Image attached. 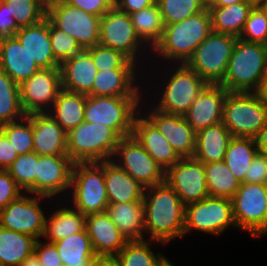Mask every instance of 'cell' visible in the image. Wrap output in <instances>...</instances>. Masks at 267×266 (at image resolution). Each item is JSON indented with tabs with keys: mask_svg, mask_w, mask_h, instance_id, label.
<instances>
[{
	"mask_svg": "<svg viewBox=\"0 0 267 266\" xmlns=\"http://www.w3.org/2000/svg\"><path fill=\"white\" fill-rule=\"evenodd\" d=\"M142 201L146 240L166 245L184 237L186 206L172 187L166 182L146 187Z\"/></svg>",
	"mask_w": 267,
	"mask_h": 266,
	"instance_id": "obj_1",
	"label": "cell"
},
{
	"mask_svg": "<svg viewBox=\"0 0 267 266\" xmlns=\"http://www.w3.org/2000/svg\"><path fill=\"white\" fill-rule=\"evenodd\" d=\"M211 32L212 23L208 8L181 22L165 25L161 40L151 50V56L156 59L151 57L150 62L156 60L162 64L165 61L161 66L162 69L158 68L157 74L160 73L159 70H165L166 64H186L195 49Z\"/></svg>",
	"mask_w": 267,
	"mask_h": 266,
	"instance_id": "obj_2",
	"label": "cell"
},
{
	"mask_svg": "<svg viewBox=\"0 0 267 266\" xmlns=\"http://www.w3.org/2000/svg\"><path fill=\"white\" fill-rule=\"evenodd\" d=\"M166 66L168 69L165 70V73L167 74L161 72L158 75L160 77L162 74L160 79L163 84L157 82L160 85L159 88H162L161 91L160 89L156 90V93L154 88L158 89V86L156 87L154 84V87H151L154 94L150 93V95L155 97L157 103L154 102V97L153 104L149 97L147 99L155 109L161 112L184 116L208 83L186 64H170V66L167 64Z\"/></svg>",
	"mask_w": 267,
	"mask_h": 266,
	"instance_id": "obj_3",
	"label": "cell"
},
{
	"mask_svg": "<svg viewBox=\"0 0 267 266\" xmlns=\"http://www.w3.org/2000/svg\"><path fill=\"white\" fill-rule=\"evenodd\" d=\"M267 72V45L237 38L219 83L228 92H258Z\"/></svg>",
	"mask_w": 267,
	"mask_h": 266,
	"instance_id": "obj_4",
	"label": "cell"
},
{
	"mask_svg": "<svg viewBox=\"0 0 267 266\" xmlns=\"http://www.w3.org/2000/svg\"><path fill=\"white\" fill-rule=\"evenodd\" d=\"M66 203L83 215L106 211L109 203L104 179V161L74 163Z\"/></svg>",
	"mask_w": 267,
	"mask_h": 266,
	"instance_id": "obj_5",
	"label": "cell"
},
{
	"mask_svg": "<svg viewBox=\"0 0 267 266\" xmlns=\"http://www.w3.org/2000/svg\"><path fill=\"white\" fill-rule=\"evenodd\" d=\"M120 139L113 129L84 121L67 133V155L73 163L111 160Z\"/></svg>",
	"mask_w": 267,
	"mask_h": 266,
	"instance_id": "obj_6",
	"label": "cell"
},
{
	"mask_svg": "<svg viewBox=\"0 0 267 266\" xmlns=\"http://www.w3.org/2000/svg\"><path fill=\"white\" fill-rule=\"evenodd\" d=\"M98 44L122 52L139 67H143V71H151L145 68V64L150 62L151 49L138 36L130 15L115 5L100 17ZM143 55L149 57L148 62L144 63Z\"/></svg>",
	"mask_w": 267,
	"mask_h": 266,
	"instance_id": "obj_7",
	"label": "cell"
},
{
	"mask_svg": "<svg viewBox=\"0 0 267 266\" xmlns=\"http://www.w3.org/2000/svg\"><path fill=\"white\" fill-rule=\"evenodd\" d=\"M222 123L232 137L255 138L267 123V104L257 92H228Z\"/></svg>",
	"mask_w": 267,
	"mask_h": 266,
	"instance_id": "obj_8",
	"label": "cell"
},
{
	"mask_svg": "<svg viewBox=\"0 0 267 266\" xmlns=\"http://www.w3.org/2000/svg\"><path fill=\"white\" fill-rule=\"evenodd\" d=\"M142 99L143 97L86 95L84 121L103 124L121 138L130 136Z\"/></svg>",
	"mask_w": 267,
	"mask_h": 266,
	"instance_id": "obj_9",
	"label": "cell"
},
{
	"mask_svg": "<svg viewBox=\"0 0 267 266\" xmlns=\"http://www.w3.org/2000/svg\"><path fill=\"white\" fill-rule=\"evenodd\" d=\"M232 205L237 229L253 238L267 236V184L241 183Z\"/></svg>",
	"mask_w": 267,
	"mask_h": 266,
	"instance_id": "obj_10",
	"label": "cell"
},
{
	"mask_svg": "<svg viewBox=\"0 0 267 266\" xmlns=\"http://www.w3.org/2000/svg\"><path fill=\"white\" fill-rule=\"evenodd\" d=\"M236 40L232 35L211 32L195 49L186 65L208 84H219L226 74Z\"/></svg>",
	"mask_w": 267,
	"mask_h": 266,
	"instance_id": "obj_11",
	"label": "cell"
},
{
	"mask_svg": "<svg viewBox=\"0 0 267 266\" xmlns=\"http://www.w3.org/2000/svg\"><path fill=\"white\" fill-rule=\"evenodd\" d=\"M231 227L237 229L232 199L208 196L186 205L184 236L198 231L217 237Z\"/></svg>",
	"mask_w": 267,
	"mask_h": 266,
	"instance_id": "obj_12",
	"label": "cell"
},
{
	"mask_svg": "<svg viewBox=\"0 0 267 266\" xmlns=\"http://www.w3.org/2000/svg\"><path fill=\"white\" fill-rule=\"evenodd\" d=\"M30 195V196H29ZM53 200L24 192L0 210V227L42 239L48 212L41 208V201Z\"/></svg>",
	"mask_w": 267,
	"mask_h": 266,
	"instance_id": "obj_13",
	"label": "cell"
},
{
	"mask_svg": "<svg viewBox=\"0 0 267 266\" xmlns=\"http://www.w3.org/2000/svg\"><path fill=\"white\" fill-rule=\"evenodd\" d=\"M111 161L145 188L165 182V171L133 135L120 139Z\"/></svg>",
	"mask_w": 267,
	"mask_h": 266,
	"instance_id": "obj_14",
	"label": "cell"
},
{
	"mask_svg": "<svg viewBox=\"0 0 267 266\" xmlns=\"http://www.w3.org/2000/svg\"><path fill=\"white\" fill-rule=\"evenodd\" d=\"M46 17L59 30L76 39L83 49L98 45L100 17L57 0L47 8Z\"/></svg>",
	"mask_w": 267,
	"mask_h": 266,
	"instance_id": "obj_15",
	"label": "cell"
},
{
	"mask_svg": "<svg viewBox=\"0 0 267 266\" xmlns=\"http://www.w3.org/2000/svg\"><path fill=\"white\" fill-rule=\"evenodd\" d=\"M62 89L59 67L40 68L19 85L20 102L24 113H49Z\"/></svg>",
	"mask_w": 267,
	"mask_h": 266,
	"instance_id": "obj_16",
	"label": "cell"
},
{
	"mask_svg": "<svg viewBox=\"0 0 267 266\" xmlns=\"http://www.w3.org/2000/svg\"><path fill=\"white\" fill-rule=\"evenodd\" d=\"M146 102V98L142 99L140 112L156 127L180 158L193 157L196 132L189 125L185 117L161 112L149 103H147V106Z\"/></svg>",
	"mask_w": 267,
	"mask_h": 266,
	"instance_id": "obj_17",
	"label": "cell"
},
{
	"mask_svg": "<svg viewBox=\"0 0 267 266\" xmlns=\"http://www.w3.org/2000/svg\"><path fill=\"white\" fill-rule=\"evenodd\" d=\"M165 182L186 206L207 198L204 164L194 157L181 158L165 171Z\"/></svg>",
	"mask_w": 267,
	"mask_h": 266,
	"instance_id": "obj_18",
	"label": "cell"
},
{
	"mask_svg": "<svg viewBox=\"0 0 267 266\" xmlns=\"http://www.w3.org/2000/svg\"><path fill=\"white\" fill-rule=\"evenodd\" d=\"M73 164L69 156H39L36 195L51 199H56L58 195L59 199L65 200L70 191Z\"/></svg>",
	"mask_w": 267,
	"mask_h": 266,
	"instance_id": "obj_19",
	"label": "cell"
},
{
	"mask_svg": "<svg viewBox=\"0 0 267 266\" xmlns=\"http://www.w3.org/2000/svg\"><path fill=\"white\" fill-rule=\"evenodd\" d=\"M140 69V70H139ZM142 68H112L97 71L89 96L112 97H145L149 95L141 90L143 85L138 83L139 75H144ZM140 72V73H139ZM143 72V73H142ZM137 73V74H136ZM144 93L141 94V93Z\"/></svg>",
	"mask_w": 267,
	"mask_h": 266,
	"instance_id": "obj_20",
	"label": "cell"
},
{
	"mask_svg": "<svg viewBox=\"0 0 267 266\" xmlns=\"http://www.w3.org/2000/svg\"><path fill=\"white\" fill-rule=\"evenodd\" d=\"M228 91L219 84H208L184 115L195 132L222 122Z\"/></svg>",
	"mask_w": 267,
	"mask_h": 266,
	"instance_id": "obj_21",
	"label": "cell"
},
{
	"mask_svg": "<svg viewBox=\"0 0 267 266\" xmlns=\"http://www.w3.org/2000/svg\"><path fill=\"white\" fill-rule=\"evenodd\" d=\"M85 229L97 257H115L128 242L106 211L87 215Z\"/></svg>",
	"mask_w": 267,
	"mask_h": 266,
	"instance_id": "obj_22",
	"label": "cell"
},
{
	"mask_svg": "<svg viewBox=\"0 0 267 266\" xmlns=\"http://www.w3.org/2000/svg\"><path fill=\"white\" fill-rule=\"evenodd\" d=\"M26 117L32 123L33 152L39 156H68L67 133L49 113H35Z\"/></svg>",
	"mask_w": 267,
	"mask_h": 266,
	"instance_id": "obj_23",
	"label": "cell"
},
{
	"mask_svg": "<svg viewBox=\"0 0 267 266\" xmlns=\"http://www.w3.org/2000/svg\"><path fill=\"white\" fill-rule=\"evenodd\" d=\"M132 135L164 171L181 159L168 141L141 112L135 116Z\"/></svg>",
	"mask_w": 267,
	"mask_h": 266,
	"instance_id": "obj_24",
	"label": "cell"
},
{
	"mask_svg": "<svg viewBox=\"0 0 267 266\" xmlns=\"http://www.w3.org/2000/svg\"><path fill=\"white\" fill-rule=\"evenodd\" d=\"M14 36L39 68L60 67L52 52L47 17L37 24L21 27Z\"/></svg>",
	"mask_w": 267,
	"mask_h": 266,
	"instance_id": "obj_25",
	"label": "cell"
},
{
	"mask_svg": "<svg viewBox=\"0 0 267 266\" xmlns=\"http://www.w3.org/2000/svg\"><path fill=\"white\" fill-rule=\"evenodd\" d=\"M62 89L88 95L97 74L91 54L83 49L60 64Z\"/></svg>",
	"mask_w": 267,
	"mask_h": 266,
	"instance_id": "obj_26",
	"label": "cell"
},
{
	"mask_svg": "<svg viewBox=\"0 0 267 266\" xmlns=\"http://www.w3.org/2000/svg\"><path fill=\"white\" fill-rule=\"evenodd\" d=\"M39 69L15 36L0 38V70L15 83L20 85Z\"/></svg>",
	"mask_w": 267,
	"mask_h": 266,
	"instance_id": "obj_27",
	"label": "cell"
},
{
	"mask_svg": "<svg viewBox=\"0 0 267 266\" xmlns=\"http://www.w3.org/2000/svg\"><path fill=\"white\" fill-rule=\"evenodd\" d=\"M104 179L109 204L143 200L145 187L111 160L104 161Z\"/></svg>",
	"mask_w": 267,
	"mask_h": 266,
	"instance_id": "obj_28",
	"label": "cell"
},
{
	"mask_svg": "<svg viewBox=\"0 0 267 266\" xmlns=\"http://www.w3.org/2000/svg\"><path fill=\"white\" fill-rule=\"evenodd\" d=\"M106 212L127 241L145 239L143 201L109 204Z\"/></svg>",
	"mask_w": 267,
	"mask_h": 266,
	"instance_id": "obj_29",
	"label": "cell"
},
{
	"mask_svg": "<svg viewBox=\"0 0 267 266\" xmlns=\"http://www.w3.org/2000/svg\"><path fill=\"white\" fill-rule=\"evenodd\" d=\"M63 201V204L56 202L55 205L58 209L52 210L46 216L45 229L42 236L43 239L47 240L45 242L52 243L58 241L71 234L78 233L85 228L86 216L70 206V204L66 205L65 200Z\"/></svg>",
	"mask_w": 267,
	"mask_h": 266,
	"instance_id": "obj_30",
	"label": "cell"
},
{
	"mask_svg": "<svg viewBox=\"0 0 267 266\" xmlns=\"http://www.w3.org/2000/svg\"><path fill=\"white\" fill-rule=\"evenodd\" d=\"M256 3L245 0L227 6H207L211 15L212 32L239 38Z\"/></svg>",
	"mask_w": 267,
	"mask_h": 266,
	"instance_id": "obj_31",
	"label": "cell"
},
{
	"mask_svg": "<svg viewBox=\"0 0 267 266\" xmlns=\"http://www.w3.org/2000/svg\"><path fill=\"white\" fill-rule=\"evenodd\" d=\"M232 138L231 133L221 122L196 132L193 157L203 164L222 161Z\"/></svg>",
	"mask_w": 267,
	"mask_h": 266,
	"instance_id": "obj_32",
	"label": "cell"
},
{
	"mask_svg": "<svg viewBox=\"0 0 267 266\" xmlns=\"http://www.w3.org/2000/svg\"><path fill=\"white\" fill-rule=\"evenodd\" d=\"M86 95L61 89L49 114L68 133L84 122Z\"/></svg>",
	"mask_w": 267,
	"mask_h": 266,
	"instance_id": "obj_33",
	"label": "cell"
},
{
	"mask_svg": "<svg viewBox=\"0 0 267 266\" xmlns=\"http://www.w3.org/2000/svg\"><path fill=\"white\" fill-rule=\"evenodd\" d=\"M52 243L58 250L63 266H92L97 258L85 228Z\"/></svg>",
	"mask_w": 267,
	"mask_h": 266,
	"instance_id": "obj_34",
	"label": "cell"
},
{
	"mask_svg": "<svg viewBox=\"0 0 267 266\" xmlns=\"http://www.w3.org/2000/svg\"><path fill=\"white\" fill-rule=\"evenodd\" d=\"M37 239L0 227V266H19L34 253Z\"/></svg>",
	"mask_w": 267,
	"mask_h": 266,
	"instance_id": "obj_35",
	"label": "cell"
},
{
	"mask_svg": "<svg viewBox=\"0 0 267 266\" xmlns=\"http://www.w3.org/2000/svg\"><path fill=\"white\" fill-rule=\"evenodd\" d=\"M259 153L255 138L232 137L223 161L240 183H244L245 173Z\"/></svg>",
	"mask_w": 267,
	"mask_h": 266,
	"instance_id": "obj_36",
	"label": "cell"
},
{
	"mask_svg": "<svg viewBox=\"0 0 267 266\" xmlns=\"http://www.w3.org/2000/svg\"><path fill=\"white\" fill-rule=\"evenodd\" d=\"M154 242L159 245H165L154 240L128 241L125 247L114 257L120 266H162L168 259L161 252L152 250Z\"/></svg>",
	"mask_w": 267,
	"mask_h": 266,
	"instance_id": "obj_37",
	"label": "cell"
},
{
	"mask_svg": "<svg viewBox=\"0 0 267 266\" xmlns=\"http://www.w3.org/2000/svg\"><path fill=\"white\" fill-rule=\"evenodd\" d=\"M130 17L140 39L152 50L161 40L165 27L157 2Z\"/></svg>",
	"mask_w": 267,
	"mask_h": 266,
	"instance_id": "obj_38",
	"label": "cell"
},
{
	"mask_svg": "<svg viewBox=\"0 0 267 266\" xmlns=\"http://www.w3.org/2000/svg\"><path fill=\"white\" fill-rule=\"evenodd\" d=\"M204 169L208 195L232 199L241 183L232 174L225 162L222 160L206 163Z\"/></svg>",
	"mask_w": 267,
	"mask_h": 266,
	"instance_id": "obj_39",
	"label": "cell"
},
{
	"mask_svg": "<svg viewBox=\"0 0 267 266\" xmlns=\"http://www.w3.org/2000/svg\"><path fill=\"white\" fill-rule=\"evenodd\" d=\"M20 102L19 84L0 70V125L24 118Z\"/></svg>",
	"mask_w": 267,
	"mask_h": 266,
	"instance_id": "obj_40",
	"label": "cell"
},
{
	"mask_svg": "<svg viewBox=\"0 0 267 266\" xmlns=\"http://www.w3.org/2000/svg\"><path fill=\"white\" fill-rule=\"evenodd\" d=\"M39 155L35 152L21 154L7 170L23 190L36 195V174Z\"/></svg>",
	"mask_w": 267,
	"mask_h": 266,
	"instance_id": "obj_41",
	"label": "cell"
},
{
	"mask_svg": "<svg viewBox=\"0 0 267 266\" xmlns=\"http://www.w3.org/2000/svg\"><path fill=\"white\" fill-rule=\"evenodd\" d=\"M164 25L181 22L207 8V0H156Z\"/></svg>",
	"mask_w": 267,
	"mask_h": 266,
	"instance_id": "obj_42",
	"label": "cell"
},
{
	"mask_svg": "<svg viewBox=\"0 0 267 266\" xmlns=\"http://www.w3.org/2000/svg\"><path fill=\"white\" fill-rule=\"evenodd\" d=\"M0 131L19 155L33 152L32 123L26 116L19 121L0 125Z\"/></svg>",
	"mask_w": 267,
	"mask_h": 266,
	"instance_id": "obj_43",
	"label": "cell"
},
{
	"mask_svg": "<svg viewBox=\"0 0 267 266\" xmlns=\"http://www.w3.org/2000/svg\"><path fill=\"white\" fill-rule=\"evenodd\" d=\"M8 6L17 25L21 27L37 24L46 18L47 8L38 0H2Z\"/></svg>",
	"mask_w": 267,
	"mask_h": 266,
	"instance_id": "obj_44",
	"label": "cell"
},
{
	"mask_svg": "<svg viewBox=\"0 0 267 266\" xmlns=\"http://www.w3.org/2000/svg\"><path fill=\"white\" fill-rule=\"evenodd\" d=\"M86 50L91 54L97 71L112 68H141L118 50L95 45Z\"/></svg>",
	"mask_w": 267,
	"mask_h": 266,
	"instance_id": "obj_45",
	"label": "cell"
},
{
	"mask_svg": "<svg viewBox=\"0 0 267 266\" xmlns=\"http://www.w3.org/2000/svg\"><path fill=\"white\" fill-rule=\"evenodd\" d=\"M49 35L55 60L61 64L63 61L70 59L83 48L75 38L56 28L49 20Z\"/></svg>",
	"mask_w": 267,
	"mask_h": 266,
	"instance_id": "obj_46",
	"label": "cell"
},
{
	"mask_svg": "<svg viewBox=\"0 0 267 266\" xmlns=\"http://www.w3.org/2000/svg\"><path fill=\"white\" fill-rule=\"evenodd\" d=\"M239 38L246 42L267 45V20L257 5L250 11Z\"/></svg>",
	"mask_w": 267,
	"mask_h": 266,
	"instance_id": "obj_47",
	"label": "cell"
},
{
	"mask_svg": "<svg viewBox=\"0 0 267 266\" xmlns=\"http://www.w3.org/2000/svg\"><path fill=\"white\" fill-rule=\"evenodd\" d=\"M23 190L7 170H0V210L23 194Z\"/></svg>",
	"mask_w": 267,
	"mask_h": 266,
	"instance_id": "obj_48",
	"label": "cell"
},
{
	"mask_svg": "<svg viewBox=\"0 0 267 266\" xmlns=\"http://www.w3.org/2000/svg\"><path fill=\"white\" fill-rule=\"evenodd\" d=\"M34 253L41 266H63L58 250L53 243L45 242V240L42 242V239L37 240Z\"/></svg>",
	"mask_w": 267,
	"mask_h": 266,
	"instance_id": "obj_49",
	"label": "cell"
},
{
	"mask_svg": "<svg viewBox=\"0 0 267 266\" xmlns=\"http://www.w3.org/2000/svg\"><path fill=\"white\" fill-rule=\"evenodd\" d=\"M69 5L101 17L114 5L110 0H63Z\"/></svg>",
	"mask_w": 267,
	"mask_h": 266,
	"instance_id": "obj_50",
	"label": "cell"
},
{
	"mask_svg": "<svg viewBox=\"0 0 267 266\" xmlns=\"http://www.w3.org/2000/svg\"><path fill=\"white\" fill-rule=\"evenodd\" d=\"M244 183L267 184V172L264 157L258 153L245 173Z\"/></svg>",
	"mask_w": 267,
	"mask_h": 266,
	"instance_id": "obj_51",
	"label": "cell"
},
{
	"mask_svg": "<svg viewBox=\"0 0 267 266\" xmlns=\"http://www.w3.org/2000/svg\"><path fill=\"white\" fill-rule=\"evenodd\" d=\"M19 29L13 15L8 11L7 4L0 0V38L14 36Z\"/></svg>",
	"mask_w": 267,
	"mask_h": 266,
	"instance_id": "obj_52",
	"label": "cell"
},
{
	"mask_svg": "<svg viewBox=\"0 0 267 266\" xmlns=\"http://www.w3.org/2000/svg\"><path fill=\"white\" fill-rule=\"evenodd\" d=\"M19 154L0 131V170H8Z\"/></svg>",
	"mask_w": 267,
	"mask_h": 266,
	"instance_id": "obj_53",
	"label": "cell"
},
{
	"mask_svg": "<svg viewBox=\"0 0 267 266\" xmlns=\"http://www.w3.org/2000/svg\"><path fill=\"white\" fill-rule=\"evenodd\" d=\"M155 2L156 0H117L114 5L130 15L153 5Z\"/></svg>",
	"mask_w": 267,
	"mask_h": 266,
	"instance_id": "obj_54",
	"label": "cell"
},
{
	"mask_svg": "<svg viewBox=\"0 0 267 266\" xmlns=\"http://www.w3.org/2000/svg\"><path fill=\"white\" fill-rule=\"evenodd\" d=\"M255 141L257 148L259 149V153L267 152V123L259 131L258 135L255 137Z\"/></svg>",
	"mask_w": 267,
	"mask_h": 266,
	"instance_id": "obj_55",
	"label": "cell"
},
{
	"mask_svg": "<svg viewBox=\"0 0 267 266\" xmlns=\"http://www.w3.org/2000/svg\"><path fill=\"white\" fill-rule=\"evenodd\" d=\"M92 266H120L114 257H97Z\"/></svg>",
	"mask_w": 267,
	"mask_h": 266,
	"instance_id": "obj_56",
	"label": "cell"
},
{
	"mask_svg": "<svg viewBox=\"0 0 267 266\" xmlns=\"http://www.w3.org/2000/svg\"><path fill=\"white\" fill-rule=\"evenodd\" d=\"M245 0H207V6H227Z\"/></svg>",
	"mask_w": 267,
	"mask_h": 266,
	"instance_id": "obj_57",
	"label": "cell"
},
{
	"mask_svg": "<svg viewBox=\"0 0 267 266\" xmlns=\"http://www.w3.org/2000/svg\"><path fill=\"white\" fill-rule=\"evenodd\" d=\"M19 266H41V264L35 253H33L25 258Z\"/></svg>",
	"mask_w": 267,
	"mask_h": 266,
	"instance_id": "obj_58",
	"label": "cell"
},
{
	"mask_svg": "<svg viewBox=\"0 0 267 266\" xmlns=\"http://www.w3.org/2000/svg\"><path fill=\"white\" fill-rule=\"evenodd\" d=\"M257 93L262 98V100L267 104V72L264 75L261 87Z\"/></svg>",
	"mask_w": 267,
	"mask_h": 266,
	"instance_id": "obj_59",
	"label": "cell"
},
{
	"mask_svg": "<svg viewBox=\"0 0 267 266\" xmlns=\"http://www.w3.org/2000/svg\"><path fill=\"white\" fill-rule=\"evenodd\" d=\"M256 5L261 9L264 13L266 20H267V0H259Z\"/></svg>",
	"mask_w": 267,
	"mask_h": 266,
	"instance_id": "obj_60",
	"label": "cell"
},
{
	"mask_svg": "<svg viewBox=\"0 0 267 266\" xmlns=\"http://www.w3.org/2000/svg\"><path fill=\"white\" fill-rule=\"evenodd\" d=\"M41 4H43L46 8L50 7L57 0H38Z\"/></svg>",
	"mask_w": 267,
	"mask_h": 266,
	"instance_id": "obj_61",
	"label": "cell"
},
{
	"mask_svg": "<svg viewBox=\"0 0 267 266\" xmlns=\"http://www.w3.org/2000/svg\"><path fill=\"white\" fill-rule=\"evenodd\" d=\"M260 154L264 157L265 164H266V172H267V152H261Z\"/></svg>",
	"mask_w": 267,
	"mask_h": 266,
	"instance_id": "obj_62",
	"label": "cell"
},
{
	"mask_svg": "<svg viewBox=\"0 0 267 266\" xmlns=\"http://www.w3.org/2000/svg\"><path fill=\"white\" fill-rule=\"evenodd\" d=\"M162 266H174L171 260L167 259Z\"/></svg>",
	"mask_w": 267,
	"mask_h": 266,
	"instance_id": "obj_63",
	"label": "cell"
},
{
	"mask_svg": "<svg viewBox=\"0 0 267 266\" xmlns=\"http://www.w3.org/2000/svg\"><path fill=\"white\" fill-rule=\"evenodd\" d=\"M113 4H115L117 2V0H110Z\"/></svg>",
	"mask_w": 267,
	"mask_h": 266,
	"instance_id": "obj_64",
	"label": "cell"
}]
</instances>
